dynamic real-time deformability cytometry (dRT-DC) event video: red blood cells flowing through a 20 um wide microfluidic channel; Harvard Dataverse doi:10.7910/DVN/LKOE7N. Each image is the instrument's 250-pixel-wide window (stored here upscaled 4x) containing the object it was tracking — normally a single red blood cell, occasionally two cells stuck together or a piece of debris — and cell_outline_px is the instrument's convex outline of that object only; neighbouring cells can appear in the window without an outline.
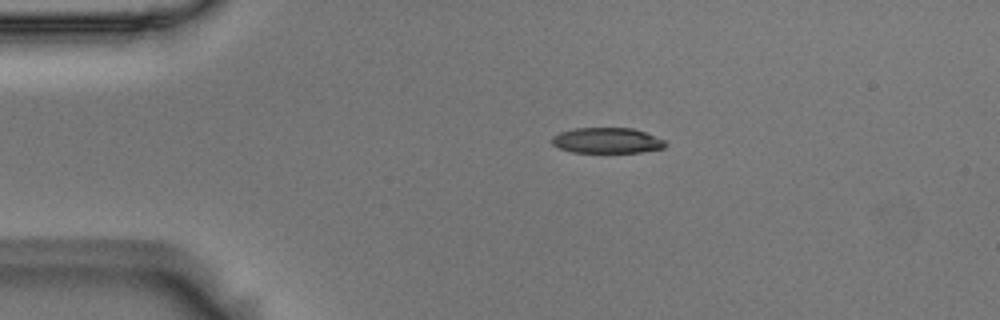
{"species": "Egyptian fruit bat (a non-hibernating species)", "species_latin": "Rousettus aegyptiacus", "temperature_condition": "room temperature", "stored_images_in_passage": 4, "camera_frame_rate_fps": 3000, "um_per_image_px": 0.085, "animal": {"sex": "male"}, "frame": {"image": 1, "passage_image": 1, "time_ms": 0.0, "image_size_px": [1000, 320], "cell_outline_px": [[668, 144], [664, 148], [640, 152], [572, 152], [560, 148], [552, 144], [552, 136], [560, 132], [576, 128], [632, 128], [644, 132], [664, 140]], "centroid_in_image_um": [51.59, 11.94], "position_along_channel_um": 33.4, "area_um2": 16.76}}